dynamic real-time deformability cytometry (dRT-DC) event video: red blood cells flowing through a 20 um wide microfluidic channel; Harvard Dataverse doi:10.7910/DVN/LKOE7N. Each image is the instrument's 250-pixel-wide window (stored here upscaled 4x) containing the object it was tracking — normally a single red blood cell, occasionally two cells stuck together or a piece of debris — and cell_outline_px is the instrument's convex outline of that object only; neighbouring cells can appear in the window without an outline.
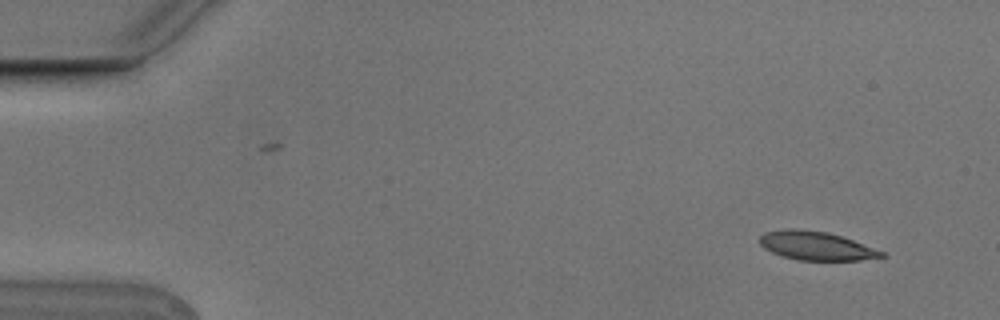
{"species": "Egyptian fruit bat (a non-hibernating species)", "species_latin": "Rousettus aegyptiacus", "temperature_condition": "cold", "stored_images_in_passage": 5, "camera_frame_rate_fps": 3000, "um_per_image_px": 0.085, "animal": {"sex": "male"}, "frame": {"image": 1, "passage_image": 1, "time_ms": 0.0, "image_size_px": [1000, 320], "cell_outline_px": [[888, 256], [860, 260], [796, 260], [772, 252], [764, 248], [760, 244], [760, 236], [764, 232], [784, 228], [800, 228], [828, 232], [852, 240], [884, 252]], "centroid_in_image_um": [69.34, 20.88], "position_along_channel_um": 15.7, "area_um2": 20.35}}
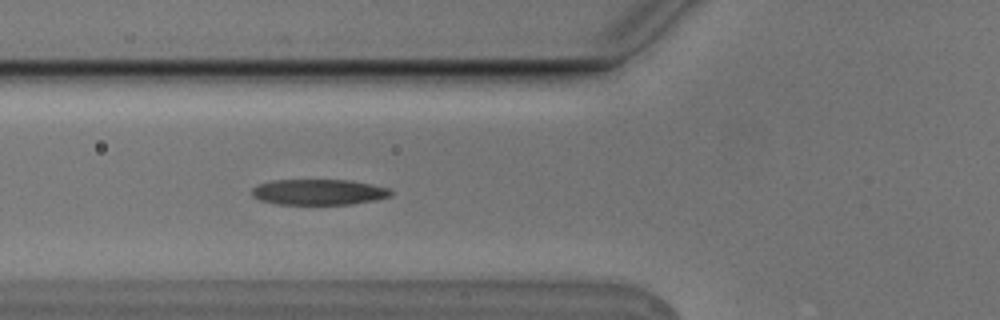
{"frame": {"image": 2, "passage_image": 5, "time_ms": 1.333, "image_size_px": [1000, 320], "cell_outline_px": [[392, 196], [376, 200], [352, 204], [276, 204], [260, 200], [252, 196], [252, 188], [256, 184], [272, 180], [348, 180], [372, 184], [388, 188], [392, 192]], "centroid_in_image_um": [27.07, 16.32], "position_along_channel_um": 98.7, "area_um2": 20.92}}